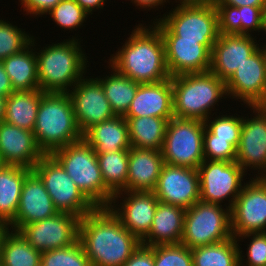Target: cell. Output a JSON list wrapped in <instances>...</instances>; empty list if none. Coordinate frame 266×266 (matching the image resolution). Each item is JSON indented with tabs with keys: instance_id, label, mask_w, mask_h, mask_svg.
Wrapping results in <instances>:
<instances>
[{
	"instance_id": "obj_4",
	"label": "cell",
	"mask_w": 266,
	"mask_h": 266,
	"mask_svg": "<svg viewBox=\"0 0 266 266\" xmlns=\"http://www.w3.org/2000/svg\"><path fill=\"white\" fill-rule=\"evenodd\" d=\"M171 83L173 114L178 118L204 122L228 97L225 82L210 71L173 76Z\"/></svg>"
},
{
	"instance_id": "obj_36",
	"label": "cell",
	"mask_w": 266,
	"mask_h": 266,
	"mask_svg": "<svg viewBox=\"0 0 266 266\" xmlns=\"http://www.w3.org/2000/svg\"><path fill=\"white\" fill-rule=\"evenodd\" d=\"M221 114L219 113L215 118L211 116L207 118L204 121L205 127L214 134V139L229 140V143L237 149L243 125V115H228L227 113L225 115L222 112Z\"/></svg>"
},
{
	"instance_id": "obj_21",
	"label": "cell",
	"mask_w": 266,
	"mask_h": 266,
	"mask_svg": "<svg viewBox=\"0 0 266 266\" xmlns=\"http://www.w3.org/2000/svg\"><path fill=\"white\" fill-rule=\"evenodd\" d=\"M45 154L39 148L33 132L0 122V161L33 169Z\"/></svg>"
},
{
	"instance_id": "obj_38",
	"label": "cell",
	"mask_w": 266,
	"mask_h": 266,
	"mask_svg": "<svg viewBox=\"0 0 266 266\" xmlns=\"http://www.w3.org/2000/svg\"><path fill=\"white\" fill-rule=\"evenodd\" d=\"M24 30L0 19V61L21 52L31 43L33 36Z\"/></svg>"
},
{
	"instance_id": "obj_5",
	"label": "cell",
	"mask_w": 266,
	"mask_h": 266,
	"mask_svg": "<svg viewBox=\"0 0 266 266\" xmlns=\"http://www.w3.org/2000/svg\"><path fill=\"white\" fill-rule=\"evenodd\" d=\"M179 3L152 22L162 37L200 40L210 51L219 33L218 14L213 2L175 0Z\"/></svg>"
},
{
	"instance_id": "obj_51",
	"label": "cell",
	"mask_w": 266,
	"mask_h": 266,
	"mask_svg": "<svg viewBox=\"0 0 266 266\" xmlns=\"http://www.w3.org/2000/svg\"><path fill=\"white\" fill-rule=\"evenodd\" d=\"M265 39H266V37H265ZM260 47L263 50V56H264V59H265V66H266V42H265V45L263 43H262V45L260 44Z\"/></svg>"
},
{
	"instance_id": "obj_28",
	"label": "cell",
	"mask_w": 266,
	"mask_h": 266,
	"mask_svg": "<svg viewBox=\"0 0 266 266\" xmlns=\"http://www.w3.org/2000/svg\"><path fill=\"white\" fill-rule=\"evenodd\" d=\"M1 62L11 80L14 91L39 89L34 36L32 37L31 43L25 49L7 57Z\"/></svg>"
},
{
	"instance_id": "obj_6",
	"label": "cell",
	"mask_w": 266,
	"mask_h": 266,
	"mask_svg": "<svg viewBox=\"0 0 266 266\" xmlns=\"http://www.w3.org/2000/svg\"><path fill=\"white\" fill-rule=\"evenodd\" d=\"M33 133L45 155L83 139L68 93L42 92Z\"/></svg>"
},
{
	"instance_id": "obj_17",
	"label": "cell",
	"mask_w": 266,
	"mask_h": 266,
	"mask_svg": "<svg viewBox=\"0 0 266 266\" xmlns=\"http://www.w3.org/2000/svg\"><path fill=\"white\" fill-rule=\"evenodd\" d=\"M228 98L248 106L266 105V66L260 47L225 83ZM240 99V100H239Z\"/></svg>"
},
{
	"instance_id": "obj_25",
	"label": "cell",
	"mask_w": 266,
	"mask_h": 266,
	"mask_svg": "<svg viewBox=\"0 0 266 266\" xmlns=\"http://www.w3.org/2000/svg\"><path fill=\"white\" fill-rule=\"evenodd\" d=\"M185 213L182 207L158 202L150 231L141 241L142 245L181 244Z\"/></svg>"
},
{
	"instance_id": "obj_32",
	"label": "cell",
	"mask_w": 266,
	"mask_h": 266,
	"mask_svg": "<svg viewBox=\"0 0 266 266\" xmlns=\"http://www.w3.org/2000/svg\"><path fill=\"white\" fill-rule=\"evenodd\" d=\"M128 123L131 147L162 150L167 123L159 117H124Z\"/></svg>"
},
{
	"instance_id": "obj_11",
	"label": "cell",
	"mask_w": 266,
	"mask_h": 266,
	"mask_svg": "<svg viewBox=\"0 0 266 266\" xmlns=\"http://www.w3.org/2000/svg\"><path fill=\"white\" fill-rule=\"evenodd\" d=\"M200 201L232 209L247 175L236 162L204 160L198 167ZM228 201L223 205L224 201Z\"/></svg>"
},
{
	"instance_id": "obj_31",
	"label": "cell",
	"mask_w": 266,
	"mask_h": 266,
	"mask_svg": "<svg viewBox=\"0 0 266 266\" xmlns=\"http://www.w3.org/2000/svg\"><path fill=\"white\" fill-rule=\"evenodd\" d=\"M111 71L108 76H97L111 108L116 116H125L132 100L134 99L140 83L122 75L109 63ZM111 67V68H110Z\"/></svg>"
},
{
	"instance_id": "obj_44",
	"label": "cell",
	"mask_w": 266,
	"mask_h": 266,
	"mask_svg": "<svg viewBox=\"0 0 266 266\" xmlns=\"http://www.w3.org/2000/svg\"><path fill=\"white\" fill-rule=\"evenodd\" d=\"M123 266H155L153 246L141 244Z\"/></svg>"
},
{
	"instance_id": "obj_15",
	"label": "cell",
	"mask_w": 266,
	"mask_h": 266,
	"mask_svg": "<svg viewBox=\"0 0 266 266\" xmlns=\"http://www.w3.org/2000/svg\"><path fill=\"white\" fill-rule=\"evenodd\" d=\"M94 76H83L68 92L75 120L82 134L93 125L116 116L107 100L102 85Z\"/></svg>"
},
{
	"instance_id": "obj_22",
	"label": "cell",
	"mask_w": 266,
	"mask_h": 266,
	"mask_svg": "<svg viewBox=\"0 0 266 266\" xmlns=\"http://www.w3.org/2000/svg\"><path fill=\"white\" fill-rule=\"evenodd\" d=\"M162 38L170 77L209 71L211 51L200 44V40H180V37Z\"/></svg>"
},
{
	"instance_id": "obj_33",
	"label": "cell",
	"mask_w": 266,
	"mask_h": 266,
	"mask_svg": "<svg viewBox=\"0 0 266 266\" xmlns=\"http://www.w3.org/2000/svg\"><path fill=\"white\" fill-rule=\"evenodd\" d=\"M41 252L34 249L19 231L7 229L0 245L1 266H39Z\"/></svg>"
},
{
	"instance_id": "obj_14",
	"label": "cell",
	"mask_w": 266,
	"mask_h": 266,
	"mask_svg": "<svg viewBox=\"0 0 266 266\" xmlns=\"http://www.w3.org/2000/svg\"><path fill=\"white\" fill-rule=\"evenodd\" d=\"M252 114L243 116L236 162L247 174L255 171L254 178H266V107L248 106ZM253 110V111H252ZM248 170V171H247Z\"/></svg>"
},
{
	"instance_id": "obj_1",
	"label": "cell",
	"mask_w": 266,
	"mask_h": 266,
	"mask_svg": "<svg viewBox=\"0 0 266 266\" xmlns=\"http://www.w3.org/2000/svg\"><path fill=\"white\" fill-rule=\"evenodd\" d=\"M79 241L92 266H123L142 244L109 207H96L81 218Z\"/></svg>"
},
{
	"instance_id": "obj_18",
	"label": "cell",
	"mask_w": 266,
	"mask_h": 266,
	"mask_svg": "<svg viewBox=\"0 0 266 266\" xmlns=\"http://www.w3.org/2000/svg\"><path fill=\"white\" fill-rule=\"evenodd\" d=\"M153 192L159 202L186 210L200 201L198 169L164 164Z\"/></svg>"
},
{
	"instance_id": "obj_12",
	"label": "cell",
	"mask_w": 266,
	"mask_h": 266,
	"mask_svg": "<svg viewBox=\"0 0 266 266\" xmlns=\"http://www.w3.org/2000/svg\"><path fill=\"white\" fill-rule=\"evenodd\" d=\"M251 178L243 185L231 209V229L235 238L266 232V178L253 175Z\"/></svg>"
},
{
	"instance_id": "obj_43",
	"label": "cell",
	"mask_w": 266,
	"mask_h": 266,
	"mask_svg": "<svg viewBox=\"0 0 266 266\" xmlns=\"http://www.w3.org/2000/svg\"><path fill=\"white\" fill-rule=\"evenodd\" d=\"M21 2L20 5L23 7V11L30 17L38 18L42 15H47V13L55 7L61 0H18Z\"/></svg>"
},
{
	"instance_id": "obj_41",
	"label": "cell",
	"mask_w": 266,
	"mask_h": 266,
	"mask_svg": "<svg viewBox=\"0 0 266 266\" xmlns=\"http://www.w3.org/2000/svg\"><path fill=\"white\" fill-rule=\"evenodd\" d=\"M245 238L246 239L250 238L249 244L247 242L248 248H246L247 249L246 254L245 252L242 253L243 250H241L242 248L240 247L241 245L240 241L243 242ZM236 240L238 243H240L239 244V266H243V265L245 266H266V232L248 233V234L240 235L236 237Z\"/></svg>"
},
{
	"instance_id": "obj_24",
	"label": "cell",
	"mask_w": 266,
	"mask_h": 266,
	"mask_svg": "<svg viewBox=\"0 0 266 266\" xmlns=\"http://www.w3.org/2000/svg\"><path fill=\"white\" fill-rule=\"evenodd\" d=\"M164 164L161 151L131 147L128 158L127 191L153 192Z\"/></svg>"
},
{
	"instance_id": "obj_16",
	"label": "cell",
	"mask_w": 266,
	"mask_h": 266,
	"mask_svg": "<svg viewBox=\"0 0 266 266\" xmlns=\"http://www.w3.org/2000/svg\"><path fill=\"white\" fill-rule=\"evenodd\" d=\"M158 202L154 192L121 191L113 195L108 207L122 225L142 241L150 231Z\"/></svg>"
},
{
	"instance_id": "obj_39",
	"label": "cell",
	"mask_w": 266,
	"mask_h": 266,
	"mask_svg": "<svg viewBox=\"0 0 266 266\" xmlns=\"http://www.w3.org/2000/svg\"><path fill=\"white\" fill-rule=\"evenodd\" d=\"M43 266H92L81 242L41 253Z\"/></svg>"
},
{
	"instance_id": "obj_20",
	"label": "cell",
	"mask_w": 266,
	"mask_h": 266,
	"mask_svg": "<svg viewBox=\"0 0 266 266\" xmlns=\"http://www.w3.org/2000/svg\"><path fill=\"white\" fill-rule=\"evenodd\" d=\"M57 213L58 210L43 182L32 170L25 177L15 218L7 226L9 229L19 231L28 223L50 218Z\"/></svg>"
},
{
	"instance_id": "obj_42",
	"label": "cell",
	"mask_w": 266,
	"mask_h": 266,
	"mask_svg": "<svg viewBox=\"0 0 266 266\" xmlns=\"http://www.w3.org/2000/svg\"><path fill=\"white\" fill-rule=\"evenodd\" d=\"M203 154L205 160L232 162L236 160L237 149L229 140L214 139V134L205 127Z\"/></svg>"
},
{
	"instance_id": "obj_50",
	"label": "cell",
	"mask_w": 266,
	"mask_h": 266,
	"mask_svg": "<svg viewBox=\"0 0 266 266\" xmlns=\"http://www.w3.org/2000/svg\"><path fill=\"white\" fill-rule=\"evenodd\" d=\"M7 229H8V226L6 224L0 223V245L4 237V233L6 232Z\"/></svg>"
},
{
	"instance_id": "obj_35",
	"label": "cell",
	"mask_w": 266,
	"mask_h": 266,
	"mask_svg": "<svg viewBox=\"0 0 266 266\" xmlns=\"http://www.w3.org/2000/svg\"><path fill=\"white\" fill-rule=\"evenodd\" d=\"M193 266H239V243L235 237L191 249Z\"/></svg>"
},
{
	"instance_id": "obj_19",
	"label": "cell",
	"mask_w": 266,
	"mask_h": 266,
	"mask_svg": "<svg viewBox=\"0 0 266 266\" xmlns=\"http://www.w3.org/2000/svg\"><path fill=\"white\" fill-rule=\"evenodd\" d=\"M257 36L242 34H220L211 50L209 71L225 83L238 67L254 54L260 45Z\"/></svg>"
},
{
	"instance_id": "obj_26",
	"label": "cell",
	"mask_w": 266,
	"mask_h": 266,
	"mask_svg": "<svg viewBox=\"0 0 266 266\" xmlns=\"http://www.w3.org/2000/svg\"><path fill=\"white\" fill-rule=\"evenodd\" d=\"M83 139L95 150V153L131 148L128 123L123 116H114L93 125L83 134Z\"/></svg>"
},
{
	"instance_id": "obj_47",
	"label": "cell",
	"mask_w": 266,
	"mask_h": 266,
	"mask_svg": "<svg viewBox=\"0 0 266 266\" xmlns=\"http://www.w3.org/2000/svg\"><path fill=\"white\" fill-rule=\"evenodd\" d=\"M131 3H133L135 5V7L139 6L138 9H144V10H151V9H157L159 6L161 7L160 9H162V7H165L163 5H165V3L167 4L170 3V0H130Z\"/></svg>"
},
{
	"instance_id": "obj_45",
	"label": "cell",
	"mask_w": 266,
	"mask_h": 266,
	"mask_svg": "<svg viewBox=\"0 0 266 266\" xmlns=\"http://www.w3.org/2000/svg\"><path fill=\"white\" fill-rule=\"evenodd\" d=\"M213 3L214 4H225V5H230L234 7L254 6V7H260L264 11L266 0H216Z\"/></svg>"
},
{
	"instance_id": "obj_27",
	"label": "cell",
	"mask_w": 266,
	"mask_h": 266,
	"mask_svg": "<svg viewBox=\"0 0 266 266\" xmlns=\"http://www.w3.org/2000/svg\"><path fill=\"white\" fill-rule=\"evenodd\" d=\"M214 5L218 14L220 34L253 35L252 33L255 32L264 33V11L260 7Z\"/></svg>"
},
{
	"instance_id": "obj_52",
	"label": "cell",
	"mask_w": 266,
	"mask_h": 266,
	"mask_svg": "<svg viewBox=\"0 0 266 266\" xmlns=\"http://www.w3.org/2000/svg\"><path fill=\"white\" fill-rule=\"evenodd\" d=\"M263 19H264V34L266 35V5L264 7V13H263Z\"/></svg>"
},
{
	"instance_id": "obj_34",
	"label": "cell",
	"mask_w": 266,
	"mask_h": 266,
	"mask_svg": "<svg viewBox=\"0 0 266 266\" xmlns=\"http://www.w3.org/2000/svg\"><path fill=\"white\" fill-rule=\"evenodd\" d=\"M106 187L116 194L127 191L129 150L96 153Z\"/></svg>"
},
{
	"instance_id": "obj_48",
	"label": "cell",
	"mask_w": 266,
	"mask_h": 266,
	"mask_svg": "<svg viewBox=\"0 0 266 266\" xmlns=\"http://www.w3.org/2000/svg\"><path fill=\"white\" fill-rule=\"evenodd\" d=\"M89 15H92L94 10L104 8L107 0H75Z\"/></svg>"
},
{
	"instance_id": "obj_49",
	"label": "cell",
	"mask_w": 266,
	"mask_h": 266,
	"mask_svg": "<svg viewBox=\"0 0 266 266\" xmlns=\"http://www.w3.org/2000/svg\"><path fill=\"white\" fill-rule=\"evenodd\" d=\"M5 107H6V97L0 96V122L4 120Z\"/></svg>"
},
{
	"instance_id": "obj_37",
	"label": "cell",
	"mask_w": 266,
	"mask_h": 266,
	"mask_svg": "<svg viewBox=\"0 0 266 266\" xmlns=\"http://www.w3.org/2000/svg\"><path fill=\"white\" fill-rule=\"evenodd\" d=\"M47 14L57 26L66 31L81 29L89 16L75 0H61Z\"/></svg>"
},
{
	"instance_id": "obj_30",
	"label": "cell",
	"mask_w": 266,
	"mask_h": 266,
	"mask_svg": "<svg viewBox=\"0 0 266 266\" xmlns=\"http://www.w3.org/2000/svg\"><path fill=\"white\" fill-rule=\"evenodd\" d=\"M42 98L40 89L13 91L6 97L4 122L33 132Z\"/></svg>"
},
{
	"instance_id": "obj_53",
	"label": "cell",
	"mask_w": 266,
	"mask_h": 266,
	"mask_svg": "<svg viewBox=\"0 0 266 266\" xmlns=\"http://www.w3.org/2000/svg\"><path fill=\"white\" fill-rule=\"evenodd\" d=\"M190 1L214 2V1H216V0H190Z\"/></svg>"
},
{
	"instance_id": "obj_9",
	"label": "cell",
	"mask_w": 266,
	"mask_h": 266,
	"mask_svg": "<svg viewBox=\"0 0 266 266\" xmlns=\"http://www.w3.org/2000/svg\"><path fill=\"white\" fill-rule=\"evenodd\" d=\"M204 122L172 117L166 127L162 146L164 163L198 169L205 160L203 154Z\"/></svg>"
},
{
	"instance_id": "obj_8",
	"label": "cell",
	"mask_w": 266,
	"mask_h": 266,
	"mask_svg": "<svg viewBox=\"0 0 266 266\" xmlns=\"http://www.w3.org/2000/svg\"><path fill=\"white\" fill-rule=\"evenodd\" d=\"M232 237L231 210L228 207L197 201L186 209L181 244L193 249Z\"/></svg>"
},
{
	"instance_id": "obj_13",
	"label": "cell",
	"mask_w": 266,
	"mask_h": 266,
	"mask_svg": "<svg viewBox=\"0 0 266 266\" xmlns=\"http://www.w3.org/2000/svg\"><path fill=\"white\" fill-rule=\"evenodd\" d=\"M81 218L65 212L24 225L20 234L36 250L42 252L68 247L79 240Z\"/></svg>"
},
{
	"instance_id": "obj_2",
	"label": "cell",
	"mask_w": 266,
	"mask_h": 266,
	"mask_svg": "<svg viewBox=\"0 0 266 266\" xmlns=\"http://www.w3.org/2000/svg\"><path fill=\"white\" fill-rule=\"evenodd\" d=\"M144 24L135 25L125 43L110 55L108 63L140 84L170 79L162 35L153 23Z\"/></svg>"
},
{
	"instance_id": "obj_10",
	"label": "cell",
	"mask_w": 266,
	"mask_h": 266,
	"mask_svg": "<svg viewBox=\"0 0 266 266\" xmlns=\"http://www.w3.org/2000/svg\"><path fill=\"white\" fill-rule=\"evenodd\" d=\"M32 170L43 182L58 212L82 218L96 208L51 155H44Z\"/></svg>"
},
{
	"instance_id": "obj_23",
	"label": "cell",
	"mask_w": 266,
	"mask_h": 266,
	"mask_svg": "<svg viewBox=\"0 0 266 266\" xmlns=\"http://www.w3.org/2000/svg\"><path fill=\"white\" fill-rule=\"evenodd\" d=\"M142 116L164 119L174 117L171 78L157 83L139 84L124 117Z\"/></svg>"
},
{
	"instance_id": "obj_29",
	"label": "cell",
	"mask_w": 266,
	"mask_h": 266,
	"mask_svg": "<svg viewBox=\"0 0 266 266\" xmlns=\"http://www.w3.org/2000/svg\"><path fill=\"white\" fill-rule=\"evenodd\" d=\"M31 171L16 165L0 166V223L8 225L15 218L25 177Z\"/></svg>"
},
{
	"instance_id": "obj_3",
	"label": "cell",
	"mask_w": 266,
	"mask_h": 266,
	"mask_svg": "<svg viewBox=\"0 0 266 266\" xmlns=\"http://www.w3.org/2000/svg\"><path fill=\"white\" fill-rule=\"evenodd\" d=\"M77 37L72 35L59 43L46 44L41 50L36 49L38 43L34 37L38 83L42 92L68 93L86 75L89 61L82 49L81 37Z\"/></svg>"
},
{
	"instance_id": "obj_40",
	"label": "cell",
	"mask_w": 266,
	"mask_h": 266,
	"mask_svg": "<svg viewBox=\"0 0 266 266\" xmlns=\"http://www.w3.org/2000/svg\"><path fill=\"white\" fill-rule=\"evenodd\" d=\"M155 266H193L191 249L183 244L153 246Z\"/></svg>"
},
{
	"instance_id": "obj_46",
	"label": "cell",
	"mask_w": 266,
	"mask_h": 266,
	"mask_svg": "<svg viewBox=\"0 0 266 266\" xmlns=\"http://www.w3.org/2000/svg\"><path fill=\"white\" fill-rule=\"evenodd\" d=\"M12 83L0 61V96H9L13 92Z\"/></svg>"
},
{
	"instance_id": "obj_7",
	"label": "cell",
	"mask_w": 266,
	"mask_h": 266,
	"mask_svg": "<svg viewBox=\"0 0 266 266\" xmlns=\"http://www.w3.org/2000/svg\"><path fill=\"white\" fill-rule=\"evenodd\" d=\"M95 207H108L113 193L106 187L95 150L84 140L50 154Z\"/></svg>"
}]
</instances>
